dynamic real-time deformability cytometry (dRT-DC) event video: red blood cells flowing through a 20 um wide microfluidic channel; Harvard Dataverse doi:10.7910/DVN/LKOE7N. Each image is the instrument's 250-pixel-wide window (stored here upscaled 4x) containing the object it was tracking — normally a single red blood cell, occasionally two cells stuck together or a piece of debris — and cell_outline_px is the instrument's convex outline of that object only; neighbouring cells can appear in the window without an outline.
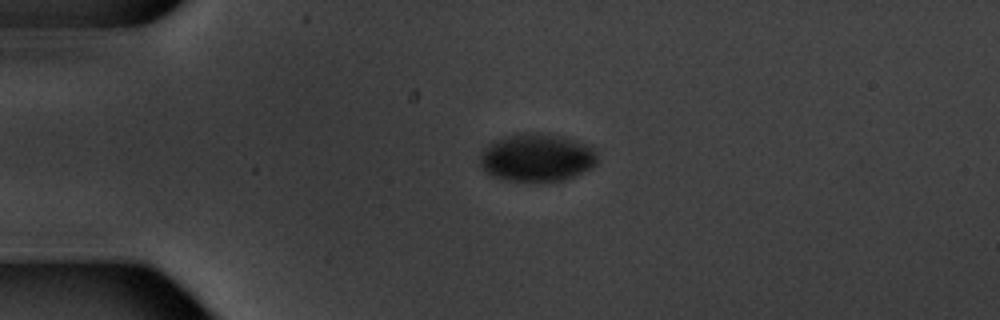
{"species": "common noctule bat (a hibernating species)", "species_latin": "Nyctalus noctula", "temperature_condition": "warm", "stored_images_in_passage": 2, "camera_frame_rate_fps": 3000, "um_per_image_px": 0.085, "animal": {"sex": "male", "body_mass_g": 20.1, "forearm_length_mm": 53.5}, "frame": {"image": 1, "passage_image": 1, "time_ms": 0.0, "image_size_px": [1000, 320], "cell_outline_px": [[600, 160], [592, 168], [576, 176], [564, 180], [508, 180], [492, 176], [480, 168], [476, 160], [480, 152], [492, 140], [516, 132], [548, 132], [568, 136], [592, 144], [596, 148]], "centroid_in_image_um": [45.67, 13.33], "position_along_channel_um": 39.3, "area_um2": 34.28}}